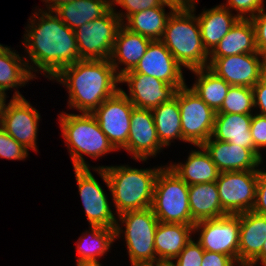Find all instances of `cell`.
<instances>
[{"instance_id": "obj_43", "label": "cell", "mask_w": 266, "mask_h": 266, "mask_svg": "<svg viewBox=\"0 0 266 266\" xmlns=\"http://www.w3.org/2000/svg\"><path fill=\"white\" fill-rule=\"evenodd\" d=\"M254 93V107L260 108L261 115L266 116V79L262 77L252 88Z\"/></svg>"}, {"instance_id": "obj_2", "label": "cell", "mask_w": 266, "mask_h": 266, "mask_svg": "<svg viewBox=\"0 0 266 266\" xmlns=\"http://www.w3.org/2000/svg\"><path fill=\"white\" fill-rule=\"evenodd\" d=\"M53 79L66 85L69 107L81 113H92L121 89L117 87L120 76L110 59L80 60L64 67Z\"/></svg>"}, {"instance_id": "obj_45", "label": "cell", "mask_w": 266, "mask_h": 266, "mask_svg": "<svg viewBox=\"0 0 266 266\" xmlns=\"http://www.w3.org/2000/svg\"><path fill=\"white\" fill-rule=\"evenodd\" d=\"M45 1L47 11H54L56 8H58L61 4L67 3L72 0H43ZM52 3V4H51Z\"/></svg>"}, {"instance_id": "obj_37", "label": "cell", "mask_w": 266, "mask_h": 266, "mask_svg": "<svg viewBox=\"0 0 266 266\" xmlns=\"http://www.w3.org/2000/svg\"><path fill=\"white\" fill-rule=\"evenodd\" d=\"M263 2L264 0H227V5L223 6L236 10L240 19H250L264 9Z\"/></svg>"}, {"instance_id": "obj_21", "label": "cell", "mask_w": 266, "mask_h": 266, "mask_svg": "<svg viewBox=\"0 0 266 266\" xmlns=\"http://www.w3.org/2000/svg\"><path fill=\"white\" fill-rule=\"evenodd\" d=\"M194 225L159 222L155 231L154 244L157 263H170L192 240Z\"/></svg>"}, {"instance_id": "obj_39", "label": "cell", "mask_w": 266, "mask_h": 266, "mask_svg": "<svg viewBox=\"0 0 266 266\" xmlns=\"http://www.w3.org/2000/svg\"><path fill=\"white\" fill-rule=\"evenodd\" d=\"M255 30V42L257 51L266 57V12L264 9L250 18Z\"/></svg>"}, {"instance_id": "obj_28", "label": "cell", "mask_w": 266, "mask_h": 266, "mask_svg": "<svg viewBox=\"0 0 266 266\" xmlns=\"http://www.w3.org/2000/svg\"><path fill=\"white\" fill-rule=\"evenodd\" d=\"M254 52H258L254 26L250 19H239L209 54V57H226Z\"/></svg>"}, {"instance_id": "obj_11", "label": "cell", "mask_w": 266, "mask_h": 266, "mask_svg": "<svg viewBox=\"0 0 266 266\" xmlns=\"http://www.w3.org/2000/svg\"><path fill=\"white\" fill-rule=\"evenodd\" d=\"M3 98L1 109V127L26 149L37 152L36 140L38 131L39 112L19 93L6 103Z\"/></svg>"}, {"instance_id": "obj_18", "label": "cell", "mask_w": 266, "mask_h": 266, "mask_svg": "<svg viewBox=\"0 0 266 266\" xmlns=\"http://www.w3.org/2000/svg\"><path fill=\"white\" fill-rule=\"evenodd\" d=\"M181 69L182 66L166 46L160 40H153L133 70L136 73L155 77L179 89L186 84Z\"/></svg>"}, {"instance_id": "obj_5", "label": "cell", "mask_w": 266, "mask_h": 266, "mask_svg": "<svg viewBox=\"0 0 266 266\" xmlns=\"http://www.w3.org/2000/svg\"><path fill=\"white\" fill-rule=\"evenodd\" d=\"M59 119L62 137L66 141L74 168H89L90 165L86 163L82 154L97 159L116 151L91 113L62 112Z\"/></svg>"}, {"instance_id": "obj_6", "label": "cell", "mask_w": 266, "mask_h": 266, "mask_svg": "<svg viewBox=\"0 0 266 266\" xmlns=\"http://www.w3.org/2000/svg\"><path fill=\"white\" fill-rule=\"evenodd\" d=\"M189 185L168 166L159 171L151 209L159 222L192 225Z\"/></svg>"}, {"instance_id": "obj_7", "label": "cell", "mask_w": 266, "mask_h": 266, "mask_svg": "<svg viewBox=\"0 0 266 266\" xmlns=\"http://www.w3.org/2000/svg\"><path fill=\"white\" fill-rule=\"evenodd\" d=\"M118 219L121 224L124 223L125 230L117 223L116 239L124 232L130 262L157 263L154 237L159 220L151 207L124 212Z\"/></svg>"}, {"instance_id": "obj_41", "label": "cell", "mask_w": 266, "mask_h": 266, "mask_svg": "<svg viewBox=\"0 0 266 266\" xmlns=\"http://www.w3.org/2000/svg\"><path fill=\"white\" fill-rule=\"evenodd\" d=\"M252 211L266 216V171L261 169L258 170L256 200Z\"/></svg>"}, {"instance_id": "obj_36", "label": "cell", "mask_w": 266, "mask_h": 266, "mask_svg": "<svg viewBox=\"0 0 266 266\" xmlns=\"http://www.w3.org/2000/svg\"><path fill=\"white\" fill-rule=\"evenodd\" d=\"M204 249L198 242L191 240L179 255L170 262L172 266H201Z\"/></svg>"}, {"instance_id": "obj_1", "label": "cell", "mask_w": 266, "mask_h": 266, "mask_svg": "<svg viewBox=\"0 0 266 266\" xmlns=\"http://www.w3.org/2000/svg\"><path fill=\"white\" fill-rule=\"evenodd\" d=\"M33 15L35 19L31 20L30 17L31 25L28 24L26 28L29 29L24 34L23 45L33 63V66H27L34 77L33 72L40 69L39 71L47 74L46 77L53 80L64 67L80 61L75 33L54 11L44 12L39 9Z\"/></svg>"}, {"instance_id": "obj_32", "label": "cell", "mask_w": 266, "mask_h": 266, "mask_svg": "<svg viewBox=\"0 0 266 266\" xmlns=\"http://www.w3.org/2000/svg\"><path fill=\"white\" fill-rule=\"evenodd\" d=\"M190 71L198 77L191 89L217 113L224 102L230 85L208 67Z\"/></svg>"}, {"instance_id": "obj_49", "label": "cell", "mask_w": 266, "mask_h": 266, "mask_svg": "<svg viewBox=\"0 0 266 266\" xmlns=\"http://www.w3.org/2000/svg\"><path fill=\"white\" fill-rule=\"evenodd\" d=\"M236 264L238 266H255L254 263H252V262H246V261H237L232 266H235Z\"/></svg>"}, {"instance_id": "obj_8", "label": "cell", "mask_w": 266, "mask_h": 266, "mask_svg": "<svg viewBox=\"0 0 266 266\" xmlns=\"http://www.w3.org/2000/svg\"><path fill=\"white\" fill-rule=\"evenodd\" d=\"M121 19L112 7L104 16L74 30L80 60L110 59Z\"/></svg>"}, {"instance_id": "obj_35", "label": "cell", "mask_w": 266, "mask_h": 266, "mask_svg": "<svg viewBox=\"0 0 266 266\" xmlns=\"http://www.w3.org/2000/svg\"><path fill=\"white\" fill-rule=\"evenodd\" d=\"M28 149L18 143L0 126V157L10 160H24Z\"/></svg>"}, {"instance_id": "obj_30", "label": "cell", "mask_w": 266, "mask_h": 266, "mask_svg": "<svg viewBox=\"0 0 266 266\" xmlns=\"http://www.w3.org/2000/svg\"><path fill=\"white\" fill-rule=\"evenodd\" d=\"M160 144L170 146L171 140H183L181 114L178 105V89L175 96L168 102L161 103L151 110Z\"/></svg>"}, {"instance_id": "obj_17", "label": "cell", "mask_w": 266, "mask_h": 266, "mask_svg": "<svg viewBox=\"0 0 266 266\" xmlns=\"http://www.w3.org/2000/svg\"><path fill=\"white\" fill-rule=\"evenodd\" d=\"M162 148L152 111L134 107L131 112L129 137L123 149L132 154L133 159L146 161L148 157L156 156Z\"/></svg>"}, {"instance_id": "obj_13", "label": "cell", "mask_w": 266, "mask_h": 266, "mask_svg": "<svg viewBox=\"0 0 266 266\" xmlns=\"http://www.w3.org/2000/svg\"><path fill=\"white\" fill-rule=\"evenodd\" d=\"M134 107L125 94L119 90L91 113L116 150L123 149L127 144L131 127V112Z\"/></svg>"}, {"instance_id": "obj_20", "label": "cell", "mask_w": 266, "mask_h": 266, "mask_svg": "<svg viewBox=\"0 0 266 266\" xmlns=\"http://www.w3.org/2000/svg\"><path fill=\"white\" fill-rule=\"evenodd\" d=\"M151 41L147 37L129 31L122 25L118 30L110 58L116 73L121 76L134 69L144 56ZM118 64H124L126 67L119 70Z\"/></svg>"}, {"instance_id": "obj_25", "label": "cell", "mask_w": 266, "mask_h": 266, "mask_svg": "<svg viewBox=\"0 0 266 266\" xmlns=\"http://www.w3.org/2000/svg\"><path fill=\"white\" fill-rule=\"evenodd\" d=\"M252 115L216 114L212 138L255 149L250 133Z\"/></svg>"}, {"instance_id": "obj_26", "label": "cell", "mask_w": 266, "mask_h": 266, "mask_svg": "<svg viewBox=\"0 0 266 266\" xmlns=\"http://www.w3.org/2000/svg\"><path fill=\"white\" fill-rule=\"evenodd\" d=\"M197 147L202 151L192 150L184 164L175 163L174 165L171 163L169 165V168L188 185L214 182L220 174L205 148Z\"/></svg>"}, {"instance_id": "obj_52", "label": "cell", "mask_w": 266, "mask_h": 266, "mask_svg": "<svg viewBox=\"0 0 266 266\" xmlns=\"http://www.w3.org/2000/svg\"><path fill=\"white\" fill-rule=\"evenodd\" d=\"M157 266H172V264L166 262H160Z\"/></svg>"}, {"instance_id": "obj_12", "label": "cell", "mask_w": 266, "mask_h": 266, "mask_svg": "<svg viewBox=\"0 0 266 266\" xmlns=\"http://www.w3.org/2000/svg\"><path fill=\"white\" fill-rule=\"evenodd\" d=\"M195 231H200L197 242L204 250L225 254L235 262L239 261V214L196 222Z\"/></svg>"}, {"instance_id": "obj_50", "label": "cell", "mask_w": 266, "mask_h": 266, "mask_svg": "<svg viewBox=\"0 0 266 266\" xmlns=\"http://www.w3.org/2000/svg\"><path fill=\"white\" fill-rule=\"evenodd\" d=\"M188 7L195 5L196 4V0H182ZM198 1V0H197Z\"/></svg>"}, {"instance_id": "obj_16", "label": "cell", "mask_w": 266, "mask_h": 266, "mask_svg": "<svg viewBox=\"0 0 266 266\" xmlns=\"http://www.w3.org/2000/svg\"><path fill=\"white\" fill-rule=\"evenodd\" d=\"M128 84L129 95L120 89L130 102L137 108L152 110L163 102L170 101L177 89L164 81L133 69L120 76V83Z\"/></svg>"}, {"instance_id": "obj_10", "label": "cell", "mask_w": 266, "mask_h": 266, "mask_svg": "<svg viewBox=\"0 0 266 266\" xmlns=\"http://www.w3.org/2000/svg\"><path fill=\"white\" fill-rule=\"evenodd\" d=\"M223 210L229 215L252 211L258 170L220 172L215 181Z\"/></svg>"}, {"instance_id": "obj_22", "label": "cell", "mask_w": 266, "mask_h": 266, "mask_svg": "<svg viewBox=\"0 0 266 266\" xmlns=\"http://www.w3.org/2000/svg\"><path fill=\"white\" fill-rule=\"evenodd\" d=\"M239 261L252 262L266 240V216L248 211L239 214Z\"/></svg>"}, {"instance_id": "obj_40", "label": "cell", "mask_w": 266, "mask_h": 266, "mask_svg": "<svg viewBox=\"0 0 266 266\" xmlns=\"http://www.w3.org/2000/svg\"><path fill=\"white\" fill-rule=\"evenodd\" d=\"M254 115V116H253ZM250 133L253 138L254 148L259 150L266 148V116L252 114Z\"/></svg>"}, {"instance_id": "obj_38", "label": "cell", "mask_w": 266, "mask_h": 266, "mask_svg": "<svg viewBox=\"0 0 266 266\" xmlns=\"http://www.w3.org/2000/svg\"><path fill=\"white\" fill-rule=\"evenodd\" d=\"M111 4L112 7L115 4H119L121 7H123L126 10L125 14H123V12L117 13L115 11V14L121 19L122 23L125 22L123 21L124 18L127 19L130 15L136 12L160 6L157 0H111Z\"/></svg>"}, {"instance_id": "obj_4", "label": "cell", "mask_w": 266, "mask_h": 266, "mask_svg": "<svg viewBox=\"0 0 266 266\" xmlns=\"http://www.w3.org/2000/svg\"><path fill=\"white\" fill-rule=\"evenodd\" d=\"M194 11L195 5L173 11L160 40L176 61L189 70L208 67L209 60Z\"/></svg>"}, {"instance_id": "obj_34", "label": "cell", "mask_w": 266, "mask_h": 266, "mask_svg": "<svg viewBox=\"0 0 266 266\" xmlns=\"http://www.w3.org/2000/svg\"><path fill=\"white\" fill-rule=\"evenodd\" d=\"M254 109L253 89L245 86H230L220 110L216 114H248Z\"/></svg>"}, {"instance_id": "obj_46", "label": "cell", "mask_w": 266, "mask_h": 266, "mask_svg": "<svg viewBox=\"0 0 266 266\" xmlns=\"http://www.w3.org/2000/svg\"><path fill=\"white\" fill-rule=\"evenodd\" d=\"M260 261L261 265L266 266V240L262 246L261 253L252 261L255 265Z\"/></svg>"}, {"instance_id": "obj_24", "label": "cell", "mask_w": 266, "mask_h": 266, "mask_svg": "<svg viewBox=\"0 0 266 266\" xmlns=\"http://www.w3.org/2000/svg\"><path fill=\"white\" fill-rule=\"evenodd\" d=\"M188 196L192 225L228 215L221 206L215 181L189 185Z\"/></svg>"}, {"instance_id": "obj_51", "label": "cell", "mask_w": 266, "mask_h": 266, "mask_svg": "<svg viewBox=\"0 0 266 266\" xmlns=\"http://www.w3.org/2000/svg\"><path fill=\"white\" fill-rule=\"evenodd\" d=\"M263 77L266 79V57L263 60Z\"/></svg>"}, {"instance_id": "obj_15", "label": "cell", "mask_w": 266, "mask_h": 266, "mask_svg": "<svg viewBox=\"0 0 266 266\" xmlns=\"http://www.w3.org/2000/svg\"><path fill=\"white\" fill-rule=\"evenodd\" d=\"M79 194L90 226L115 229L118 220L112 213L99 182L89 168H74Z\"/></svg>"}, {"instance_id": "obj_27", "label": "cell", "mask_w": 266, "mask_h": 266, "mask_svg": "<svg viewBox=\"0 0 266 266\" xmlns=\"http://www.w3.org/2000/svg\"><path fill=\"white\" fill-rule=\"evenodd\" d=\"M112 8L111 0H72L54 12L73 31L81 25L104 16Z\"/></svg>"}, {"instance_id": "obj_23", "label": "cell", "mask_w": 266, "mask_h": 266, "mask_svg": "<svg viewBox=\"0 0 266 266\" xmlns=\"http://www.w3.org/2000/svg\"><path fill=\"white\" fill-rule=\"evenodd\" d=\"M239 19L237 15L233 16L223 4L203 10L199 16L197 15L202 42L209 54Z\"/></svg>"}, {"instance_id": "obj_47", "label": "cell", "mask_w": 266, "mask_h": 266, "mask_svg": "<svg viewBox=\"0 0 266 266\" xmlns=\"http://www.w3.org/2000/svg\"><path fill=\"white\" fill-rule=\"evenodd\" d=\"M77 266H101L99 261H82L78 262Z\"/></svg>"}, {"instance_id": "obj_3", "label": "cell", "mask_w": 266, "mask_h": 266, "mask_svg": "<svg viewBox=\"0 0 266 266\" xmlns=\"http://www.w3.org/2000/svg\"><path fill=\"white\" fill-rule=\"evenodd\" d=\"M93 168L111 191L118 216L127 211L150 208L157 175L163 168L137 169L128 165Z\"/></svg>"}, {"instance_id": "obj_53", "label": "cell", "mask_w": 266, "mask_h": 266, "mask_svg": "<svg viewBox=\"0 0 266 266\" xmlns=\"http://www.w3.org/2000/svg\"><path fill=\"white\" fill-rule=\"evenodd\" d=\"M2 101H3V98L0 97V125H1V109H2Z\"/></svg>"}, {"instance_id": "obj_44", "label": "cell", "mask_w": 266, "mask_h": 266, "mask_svg": "<svg viewBox=\"0 0 266 266\" xmlns=\"http://www.w3.org/2000/svg\"><path fill=\"white\" fill-rule=\"evenodd\" d=\"M160 5L167 6L173 11H180L188 7L182 0H157Z\"/></svg>"}, {"instance_id": "obj_14", "label": "cell", "mask_w": 266, "mask_h": 266, "mask_svg": "<svg viewBox=\"0 0 266 266\" xmlns=\"http://www.w3.org/2000/svg\"><path fill=\"white\" fill-rule=\"evenodd\" d=\"M263 60L259 52L209 57L208 68L230 86L253 88L263 77Z\"/></svg>"}, {"instance_id": "obj_19", "label": "cell", "mask_w": 266, "mask_h": 266, "mask_svg": "<svg viewBox=\"0 0 266 266\" xmlns=\"http://www.w3.org/2000/svg\"><path fill=\"white\" fill-rule=\"evenodd\" d=\"M201 146L205 148L220 172L259 170L263 163L262 154L256 149H248L212 137Z\"/></svg>"}, {"instance_id": "obj_42", "label": "cell", "mask_w": 266, "mask_h": 266, "mask_svg": "<svg viewBox=\"0 0 266 266\" xmlns=\"http://www.w3.org/2000/svg\"><path fill=\"white\" fill-rule=\"evenodd\" d=\"M234 263L230 256L204 250L201 266H232Z\"/></svg>"}, {"instance_id": "obj_48", "label": "cell", "mask_w": 266, "mask_h": 266, "mask_svg": "<svg viewBox=\"0 0 266 266\" xmlns=\"http://www.w3.org/2000/svg\"><path fill=\"white\" fill-rule=\"evenodd\" d=\"M158 264L153 262H131L132 266H157Z\"/></svg>"}, {"instance_id": "obj_33", "label": "cell", "mask_w": 266, "mask_h": 266, "mask_svg": "<svg viewBox=\"0 0 266 266\" xmlns=\"http://www.w3.org/2000/svg\"><path fill=\"white\" fill-rule=\"evenodd\" d=\"M90 230L86 235L87 237H80L77 243L76 249L79 255L77 263L82 261H98L99 257H102L110 249L111 244L116 239L115 229L90 226Z\"/></svg>"}, {"instance_id": "obj_29", "label": "cell", "mask_w": 266, "mask_h": 266, "mask_svg": "<svg viewBox=\"0 0 266 266\" xmlns=\"http://www.w3.org/2000/svg\"><path fill=\"white\" fill-rule=\"evenodd\" d=\"M21 58L9 47H0V97L6 98L7 90L24 86L30 79L35 78L28 69V59Z\"/></svg>"}, {"instance_id": "obj_31", "label": "cell", "mask_w": 266, "mask_h": 266, "mask_svg": "<svg viewBox=\"0 0 266 266\" xmlns=\"http://www.w3.org/2000/svg\"><path fill=\"white\" fill-rule=\"evenodd\" d=\"M165 6L160 5L130 15L127 23L122 25L129 31L140 34L144 37L153 40H161L166 28L167 20L173 10L165 13Z\"/></svg>"}, {"instance_id": "obj_9", "label": "cell", "mask_w": 266, "mask_h": 266, "mask_svg": "<svg viewBox=\"0 0 266 266\" xmlns=\"http://www.w3.org/2000/svg\"><path fill=\"white\" fill-rule=\"evenodd\" d=\"M183 140L201 146L211 138L216 112L185 84L178 89Z\"/></svg>"}]
</instances>
